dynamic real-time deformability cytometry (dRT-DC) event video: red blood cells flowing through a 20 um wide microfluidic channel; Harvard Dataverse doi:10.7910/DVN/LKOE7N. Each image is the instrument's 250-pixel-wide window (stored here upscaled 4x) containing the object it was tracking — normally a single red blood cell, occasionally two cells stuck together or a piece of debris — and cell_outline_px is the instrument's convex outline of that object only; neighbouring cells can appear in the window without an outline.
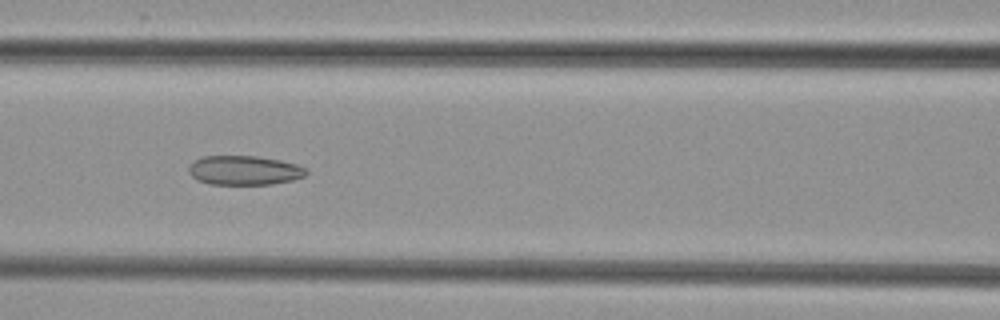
{"species": "common noctule bat (a hibernating species)", "species_latin": "Nyctalus noctula", "temperature_condition": "cold", "stored_images_in_passage": 7, "camera_frame_rate_fps": 3000, "um_per_image_px": 0.085, "animal": {"sex": "female", "body_mass_g": 29.2, "forearm_length_mm": 56.3}, "frame": {"image": 1, "passage_image": 6, "time_ms": 5.667, "image_size_px": [1000, 320], "cell_outline_px": [[308, 172], [304, 176], [292, 180], [272, 184], [208, 184], [196, 180], [188, 172], [188, 168], [196, 160], [204, 156], [256, 156], [280, 160], [296, 164], [304, 168]], "centroid_in_image_um": [20.75, 14.48], "position_along_channel_um": 145.9, "area_um2": 19.94}}
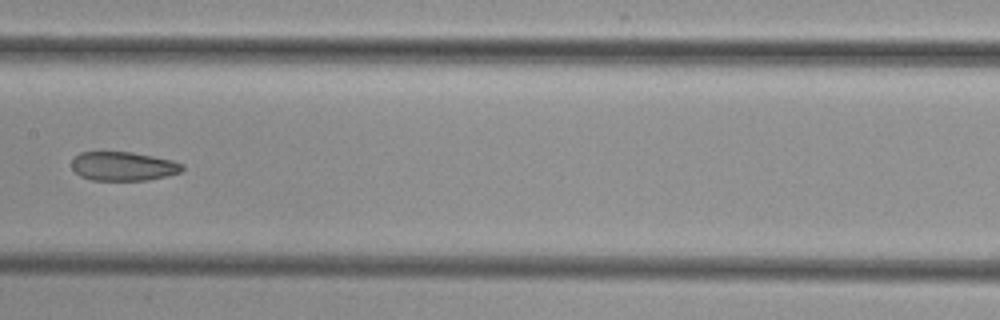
{"frame": {"image": 2, "passage_image": 7, "time_ms": 7.0, "image_size_px": [1000, 320], "cell_outline_px": [[184, 168], [180, 172], [168, 176], [148, 180], [92, 180], [80, 176], [72, 168], [72, 160], [80, 152], [132, 152], [172, 160], [184, 164]], "centroid_in_image_um": [10.5, 14.13], "position_along_channel_um": 196.9, "area_um2": 18.67}}